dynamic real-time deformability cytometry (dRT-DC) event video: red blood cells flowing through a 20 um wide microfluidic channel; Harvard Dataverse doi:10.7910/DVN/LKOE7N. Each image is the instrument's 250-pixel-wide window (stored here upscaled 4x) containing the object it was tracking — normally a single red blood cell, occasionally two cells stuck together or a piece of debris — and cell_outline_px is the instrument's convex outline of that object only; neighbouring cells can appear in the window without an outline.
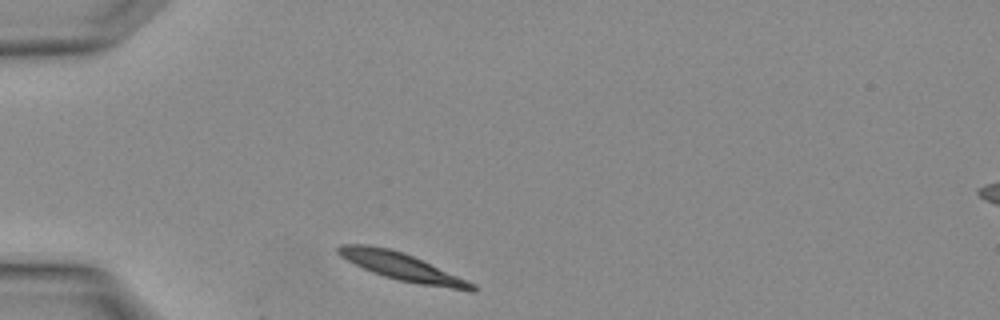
{"species": "Egyptian fruit bat (a non-hibernating species)", "species_latin": "Rousettus aegyptiacus", "temperature_condition": "warm", "stored_images_in_passage": 2, "camera_frame_rate_fps": 3000, "um_per_image_px": 0.085, "animal": {"sex": "female"}, "frame": {"image": 1, "passage_image": 1, "time_ms": 0.0, "image_size_px": [1000, 320], "cell_outline_px": [[476, 292], [472, 292], [420, 284], [400, 280], [384, 276], [372, 272], [340, 256], [336, 252], [336, 248], [340, 244], [368, 244], [388, 248], [404, 252], [468, 280], [476, 284]], "centroid_in_image_um": [34.2, 22.67], "position_along_channel_um": 50.8, "area_um2": 21.44}}